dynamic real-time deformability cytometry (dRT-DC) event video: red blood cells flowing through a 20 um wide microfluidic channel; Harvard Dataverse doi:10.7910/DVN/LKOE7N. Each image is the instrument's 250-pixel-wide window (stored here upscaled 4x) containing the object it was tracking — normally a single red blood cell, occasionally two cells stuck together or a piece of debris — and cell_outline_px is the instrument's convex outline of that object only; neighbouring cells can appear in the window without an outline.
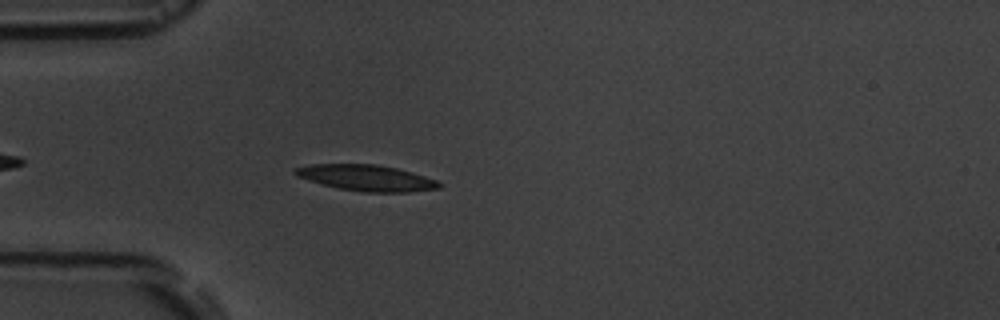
{"species": "common noctule bat (a hibernating species)", "species_latin": "Nyctalus noctula", "temperature_condition": "room temperature", "stored_images_in_passage": 5, "camera_frame_rate_fps": 3000, "um_per_image_px": 0.085, "animal": {"sex": "male", "body_mass_g": 19.5, "forearm_length_mm": 54.6}, "frame": {"image": 1, "passage_image": 5, "time_ms": 4.667, "image_size_px": [1000, 320], "cell_outline_px": [[444, 184], [440, 188], [408, 192], [364, 192], [340, 188], [308, 180], [296, 176], [292, 172], [296, 168], [312, 164], [376, 164], [396, 168], [412, 172], [436, 180]], "centroid_in_image_um": [31.17, 15.12], "position_along_channel_um": 53.8, "area_um2": 21.68}}